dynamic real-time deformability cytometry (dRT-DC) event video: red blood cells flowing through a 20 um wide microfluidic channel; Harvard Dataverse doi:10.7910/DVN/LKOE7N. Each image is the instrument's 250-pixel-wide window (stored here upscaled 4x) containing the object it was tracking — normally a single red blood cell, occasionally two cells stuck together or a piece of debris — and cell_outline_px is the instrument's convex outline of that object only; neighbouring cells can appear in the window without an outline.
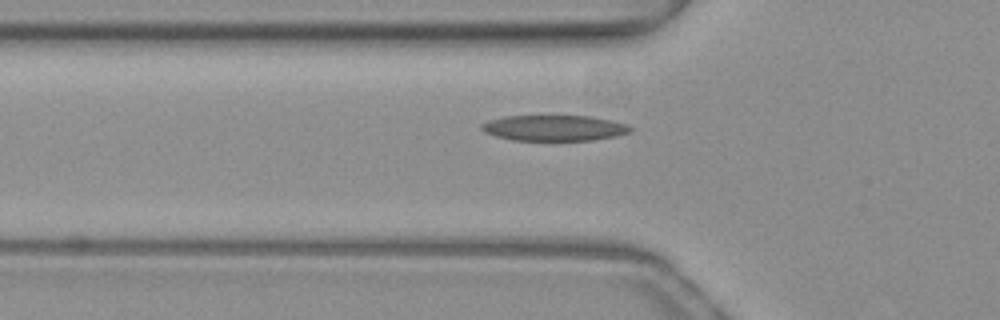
{"species": "common noctule bat (a hibernating species)", "species_latin": "Nyctalus noctula", "temperature_condition": "warm", "stored_images_in_passage": 33, "camera_frame_rate_fps": 3000, "um_per_image_px": 0.085, "animal": {"sex": "female", "body_mass_g": 19.3, "forearm_length_mm": 54.1}, "frame": {"image": 1, "passage_image": 5, "time_ms": 1.333, "image_size_px": [1000, 320], "cell_outline_px": [[632, 132], [616, 136], [592, 140], [512, 140], [496, 136], [484, 132], [480, 128], [480, 124], [488, 120], [504, 116], [588, 116], [612, 120], [628, 124], [632, 128]], "centroid_in_image_um": [47.11, 10.87], "position_along_channel_um": 78.7, "area_um2": 22.37}}
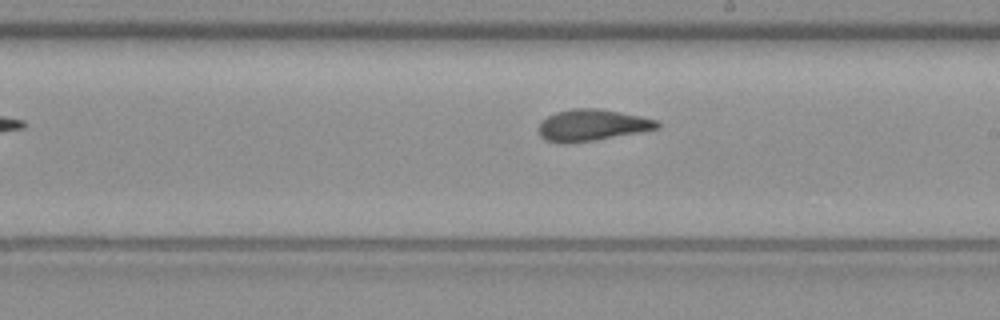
{"frame": {"image": 2, "passage_image": 17, "time_ms": 5.333, "image_size_px": [1000, 320], "cell_outline_px": [[660, 128], [596, 140], [568, 144], [560, 144], [544, 140], [540, 136], [536, 128], [548, 116], [556, 112], [572, 108], [600, 108], [640, 116], [656, 120], [660, 124]], "centroid_in_image_um": [50.27, 10.65], "position_along_channel_um": 238.7, "area_um2": 21.96}}
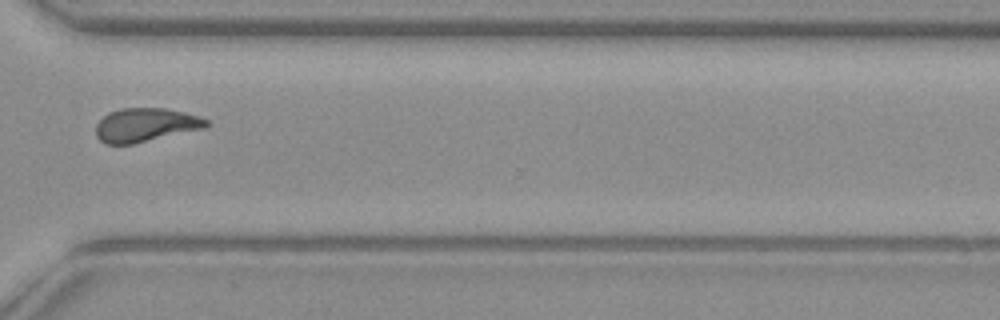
{"frame": {"image": 3, "passage_image": 26, "time_ms": 8.333, "image_size_px": [1000, 320], "cell_outline_px": [[208, 124], [204, 128], [132, 144], [104, 144], [96, 136], [96, 124], [108, 112], [120, 108], [164, 108], [184, 112], [200, 116], [208, 120]], "centroid_in_image_um": [12.34, 10.61], "position_along_channel_um": 358.3, "area_um2": 21.62}}